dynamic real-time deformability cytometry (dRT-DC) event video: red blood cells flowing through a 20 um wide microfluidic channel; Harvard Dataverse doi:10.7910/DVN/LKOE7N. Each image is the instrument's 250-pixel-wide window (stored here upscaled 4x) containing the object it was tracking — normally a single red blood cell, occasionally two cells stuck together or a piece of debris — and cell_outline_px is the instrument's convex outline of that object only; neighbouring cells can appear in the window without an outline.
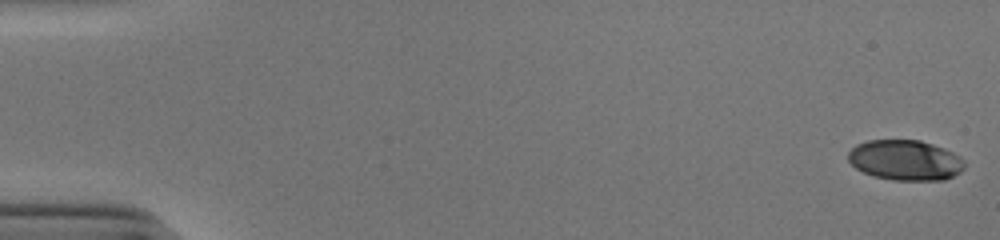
{"species": "human", "species_latin": "Homo sapiens", "temperature_condition": "cold", "stored_images_in_passage": 53, "camera_frame_rate_fps": 3000, "um_per_image_px": 0.085, "donor": {"sex": "male"}, "frame": {"image": 1, "passage_image": 1, "time_ms": 0.0, "image_size_px": [1000, 240], "cell_outline_px": [[964, 168], [960, 172], [944, 180], [892, 180], [872, 176], [856, 168], [848, 160], [848, 152], [856, 144], [868, 140], [920, 140], [944, 148], [960, 156], [964, 160]], "centroid_in_image_um": [76.94, 13.61], "position_along_channel_um": 8.1, "area_um2": 27.4}}
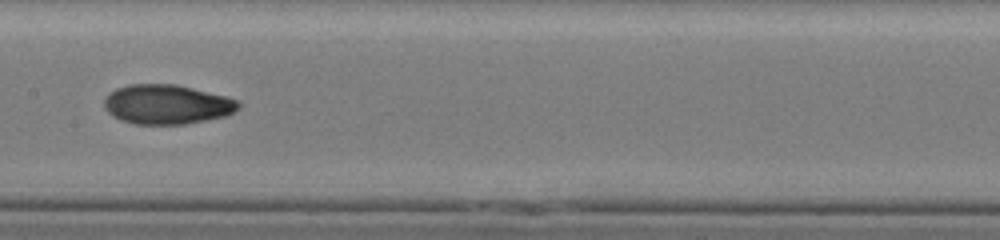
{"frame": {"image": 2, "passage_image": 28, "time_ms": 9.0, "image_size_px": [1000, 240], "cell_outline_px": [[240, 108], [224, 116], [184, 124], [132, 124], [120, 120], [112, 116], [108, 112], [104, 104], [104, 100], [116, 88], [128, 84], [176, 84], [240, 100]], "centroid_in_image_um": [14.17, 8.87], "position_along_channel_um": 193.2, "area_um2": 30.75}}
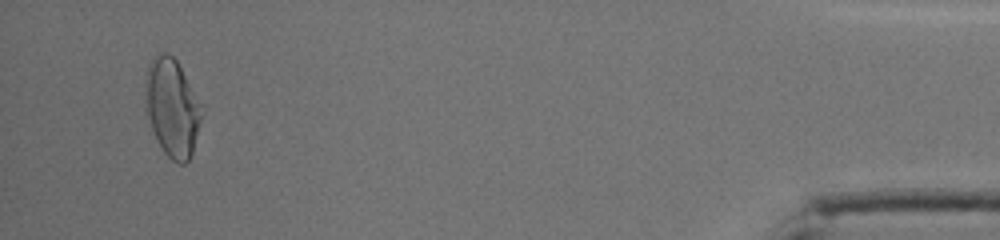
{"frame": {"image": 3, "passage_image": 51, "time_ms": 16.667, "image_size_px": [1000, 240], "cell_outline_px": [[200, 120], [192, 152], [188, 160], [184, 164], [180, 164], [172, 160], [164, 152], [144, 112], [144, 88], [148, 68], [156, 52], [168, 52], [176, 60], [200, 104]], "centroid_in_image_um": [14.57, 9.13], "position_along_channel_um": 420.6, "area_um2": 31.56}, "authors_computed_cell_mechanics": {"area_um2": 29.8826, "velocity_mm_per_s": 3.9043, "shape_relaxation_time_tau1_ms": 6.4609, "shape_relaxation_time_tau2_ms": 1.1155, "deformation_change_tau1": 0.2389, "deformation_change_tau2": 0.0588}}